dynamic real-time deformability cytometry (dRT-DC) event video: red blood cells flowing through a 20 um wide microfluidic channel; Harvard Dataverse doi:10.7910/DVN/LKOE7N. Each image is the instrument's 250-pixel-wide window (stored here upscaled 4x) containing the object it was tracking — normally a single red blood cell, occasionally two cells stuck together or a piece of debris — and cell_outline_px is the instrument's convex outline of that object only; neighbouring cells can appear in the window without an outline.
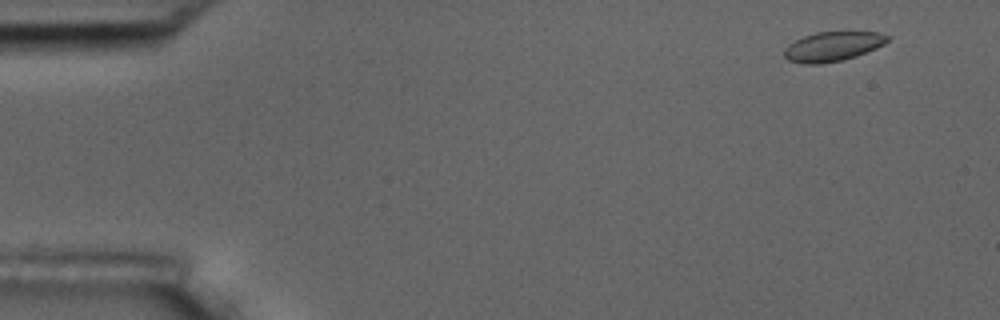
{"species": "common noctule bat (a hibernating species)", "species_latin": "Nyctalus noctula", "temperature_condition": "room temperature", "stored_images_in_passage": 10, "camera_frame_rate_fps": 3000, "um_per_image_px": 0.085, "animal": {"sex": "male", "body_mass_g": 17.5, "forearm_length_mm": 52.3}, "frame": {"image": 1, "passage_image": 1, "time_ms": 0.0, "image_size_px": [1000, 320], "cell_outline_px": [[888, 40], [884, 44], [876, 48], [856, 56], [840, 60], [820, 64], [804, 64], [788, 60], [784, 56], [784, 48], [788, 44], [804, 36], [816, 32], [880, 32], [888, 36]], "centroid_in_image_um": [70.75, 3.95], "position_along_channel_um": 14.2, "area_um2": 17.63}}
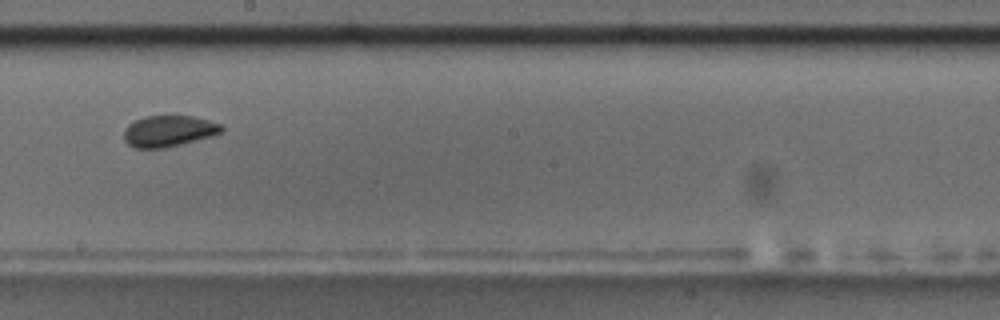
{"frame": {"image": 2, "passage_image": 9, "time_ms": 2.667, "image_size_px": [1000, 320], "cell_outline_px": [[224, 128], [220, 132], [212, 136], [164, 148], [136, 148], [128, 144], [124, 140], [124, 128], [128, 124], [144, 116], [192, 116], [208, 120], [220, 124]], "centroid_in_image_um": [14.31, 11.14], "position_along_channel_um": 233.9, "area_um2": 17.63}}